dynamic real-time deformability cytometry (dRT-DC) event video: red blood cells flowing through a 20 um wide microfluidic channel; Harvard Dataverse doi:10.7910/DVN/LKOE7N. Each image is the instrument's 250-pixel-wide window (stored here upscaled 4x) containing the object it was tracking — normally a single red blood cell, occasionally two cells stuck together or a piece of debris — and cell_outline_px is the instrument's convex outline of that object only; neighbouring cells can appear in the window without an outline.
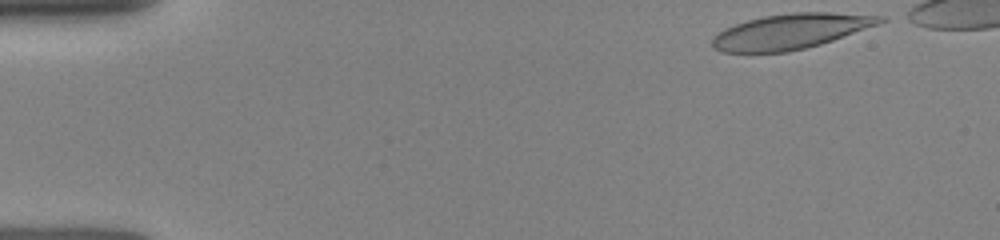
{"species": "human", "species_latin": "Homo sapiens", "temperature_condition": "room temperature", "stored_images_in_passage": 42, "camera_frame_rate_fps": 3000, "um_per_image_px": 0.085, "donor": {"sex": "female"}, "frame": {"image": 1, "passage_image": 1, "time_ms": 0.0, "image_size_px": [1000, 240], "cell_outline_px": [[888, 20], [880, 24], [820, 44], [788, 52], [720, 52], [712, 48], [712, 36], [724, 28], [748, 20], [764, 16], [792, 12], [828, 12], [888, 16]], "centroid_in_image_um": [67.22, 2.66], "position_along_channel_um": 17.8, "area_um2": 34.51}}
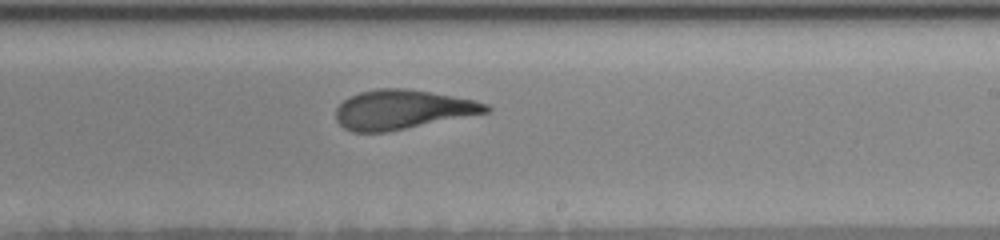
{"frame": {"image": 2, "passage_image": 26, "time_ms": 8.333, "image_size_px": [1000, 240], "cell_outline_px": [[492, 108], [488, 112], [384, 132], [352, 132], [344, 128], [336, 120], [336, 108], [348, 96], [360, 92], [376, 88], [404, 88], [428, 92], [472, 100], [488, 104]], "centroid_in_image_um": [34.14, 9.31], "position_along_channel_um": 254.9, "area_um2": 33.87}}
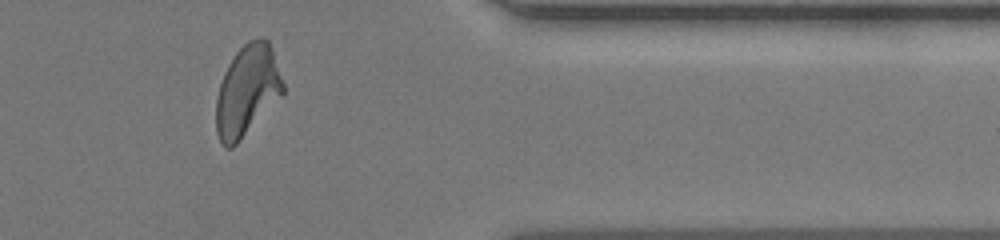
{"frame": {"image": 3, "passage_image": 37, "time_ms": 12.0, "image_size_px": [1000, 240], "cell_outline_px": [[284, 92], [236, 144], [232, 148], [228, 148], [220, 140], [216, 132], [216, 100], [220, 84], [224, 72], [228, 64], [236, 52], [248, 40], [260, 36], [264, 36], [268, 40], [272, 48], [284, 84]], "centroid_in_image_um": [21.01, 7.65], "position_along_channel_um": 390.4, "area_um2": 35.03}}